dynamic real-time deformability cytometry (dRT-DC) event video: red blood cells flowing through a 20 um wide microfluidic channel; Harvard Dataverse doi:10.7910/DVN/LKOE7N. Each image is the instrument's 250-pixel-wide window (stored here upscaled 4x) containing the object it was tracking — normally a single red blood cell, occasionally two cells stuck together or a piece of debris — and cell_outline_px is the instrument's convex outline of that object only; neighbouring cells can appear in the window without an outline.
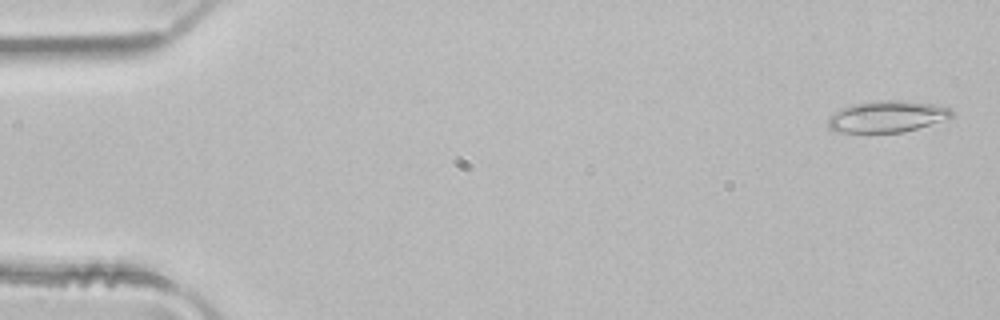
{"species": "common noctule bat (a hibernating species)", "species_latin": "Nyctalus noctula", "temperature_condition": "room temperature", "stored_images_in_passage": 5, "camera_frame_rate_fps": 3000, "um_per_image_px": 0.085, "animal": {"sex": "male", "body_mass_g": 21.5, "forearm_length_mm": 52.0}, "frame": {"image": 1, "passage_image": 1, "time_ms": 0.0, "image_size_px": [1000, 320], "cell_outline_px": [[952, 116], [904, 132], [840, 132], [828, 128], [828, 116], [832, 112], [852, 104], [880, 100], [904, 100], [936, 104], [948, 108], [952, 112]], "centroid_in_image_um": [75.33, 9.89], "position_along_channel_um": 9.7, "area_um2": 22.48}}